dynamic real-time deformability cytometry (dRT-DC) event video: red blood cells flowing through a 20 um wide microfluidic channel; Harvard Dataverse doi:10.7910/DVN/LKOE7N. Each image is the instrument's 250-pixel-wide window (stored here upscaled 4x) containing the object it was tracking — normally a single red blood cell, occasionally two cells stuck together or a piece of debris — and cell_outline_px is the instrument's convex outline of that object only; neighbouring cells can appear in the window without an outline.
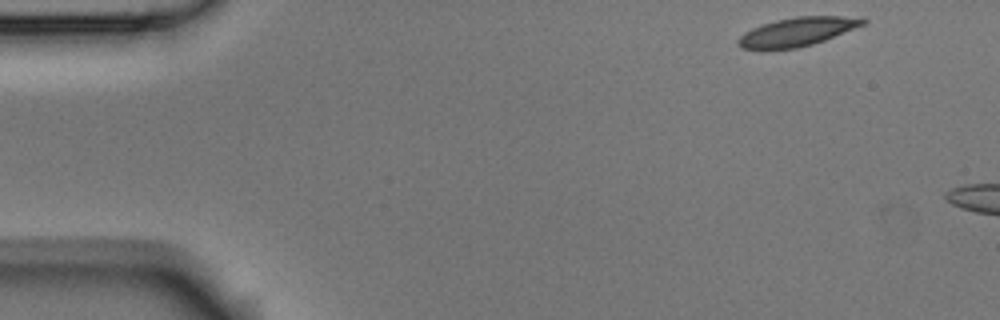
{"species": "Egyptian fruit bat (a non-hibernating species)", "species_latin": "Rousettus aegyptiacus", "temperature_condition": "room temperature", "stored_images_in_passage": 5, "segment_of_instrument_passage": [2, 2], "camera_frame_rate_fps": 3000, "um_per_image_px": 0.085, "animal": {"sex": "male"}, "frame": {"image": 1, "passage_image": 5, "time_ms": 1.333, "image_size_px": [1000, 320], "cell_outline_px": [[868, 20], [864, 24], [824, 40], [812, 44], [796, 48], [740, 48], [736, 44], [736, 40], [744, 32], [752, 28], [776, 20], [796, 16], [864, 16]], "centroid_in_image_um": [67.8, 2.67], "position_along_channel_um": 17.2, "area_um2": 20.63}}